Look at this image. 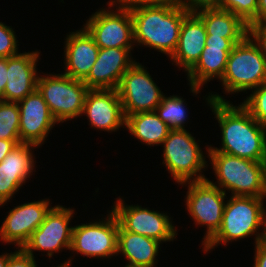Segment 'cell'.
<instances>
[{
  "label": "cell",
  "instance_id": "6da1fadb",
  "mask_svg": "<svg viewBox=\"0 0 266 267\" xmlns=\"http://www.w3.org/2000/svg\"><path fill=\"white\" fill-rule=\"evenodd\" d=\"M221 130L222 147H206L207 152H222L243 159L264 161L266 127L259 124L240 104L234 106L219 94L206 98Z\"/></svg>",
  "mask_w": 266,
  "mask_h": 267
},
{
  "label": "cell",
  "instance_id": "7a4b0ae2",
  "mask_svg": "<svg viewBox=\"0 0 266 267\" xmlns=\"http://www.w3.org/2000/svg\"><path fill=\"white\" fill-rule=\"evenodd\" d=\"M133 20L134 43L158 50L170 58L178 44L183 19L190 13L183 6H128Z\"/></svg>",
  "mask_w": 266,
  "mask_h": 267
},
{
  "label": "cell",
  "instance_id": "3957f363",
  "mask_svg": "<svg viewBox=\"0 0 266 267\" xmlns=\"http://www.w3.org/2000/svg\"><path fill=\"white\" fill-rule=\"evenodd\" d=\"M264 199L266 198L231 195L224 206L221 227L204 245V252L210 251L217 245H225L251 235H255V245L262 241L266 237ZM262 227L264 229L259 232Z\"/></svg>",
  "mask_w": 266,
  "mask_h": 267
},
{
  "label": "cell",
  "instance_id": "277c9868",
  "mask_svg": "<svg viewBox=\"0 0 266 267\" xmlns=\"http://www.w3.org/2000/svg\"><path fill=\"white\" fill-rule=\"evenodd\" d=\"M208 156L218 185L206 178L211 184L224 193L226 190L231 191L232 196L266 198L263 161L243 159L222 152H208Z\"/></svg>",
  "mask_w": 266,
  "mask_h": 267
},
{
  "label": "cell",
  "instance_id": "5b68a950",
  "mask_svg": "<svg viewBox=\"0 0 266 267\" xmlns=\"http://www.w3.org/2000/svg\"><path fill=\"white\" fill-rule=\"evenodd\" d=\"M220 81L229 94L256 89L266 81L265 58L249 34L233 47Z\"/></svg>",
  "mask_w": 266,
  "mask_h": 267
},
{
  "label": "cell",
  "instance_id": "8992f818",
  "mask_svg": "<svg viewBox=\"0 0 266 267\" xmlns=\"http://www.w3.org/2000/svg\"><path fill=\"white\" fill-rule=\"evenodd\" d=\"M163 162L178 184L206 179L201 172L208 165L196 139L186 129L170 130L162 143ZM207 166V167H206Z\"/></svg>",
  "mask_w": 266,
  "mask_h": 267
},
{
  "label": "cell",
  "instance_id": "52a82bcc",
  "mask_svg": "<svg viewBox=\"0 0 266 267\" xmlns=\"http://www.w3.org/2000/svg\"><path fill=\"white\" fill-rule=\"evenodd\" d=\"M37 89L58 123L82 116L84 101L89 88L81 80L65 74L39 76Z\"/></svg>",
  "mask_w": 266,
  "mask_h": 267
},
{
  "label": "cell",
  "instance_id": "ba28073f",
  "mask_svg": "<svg viewBox=\"0 0 266 267\" xmlns=\"http://www.w3.org/2000/svg\"><path fill=\"white\" fill-rule=\"evenodd\" d=\"M115 4L116 10H109ZM108 6L107 10L104 8L92 14L83 26L93 36L99 49L133 48V20L129 7L120 0H110Z\"/></svg>",
  "mask_w": 266,
  "mask_h": 267
},
{
  "label": "cell",
  "instance_id": "9c48e42d",
  "mask_svg": "<svg viewBox=\"0 0 266 267\" xmlns=\"http://www.w3.org/2000/svg\"><path fill=\"white\" fill-rule=\"evenodd\" d=\"M186 208L195 225L207 226L204 246L219 230L222 223L226 193L207 179L187 182Z\"/></svg>",
  "mask_w": 266,
  "mask_h": 267
},
{
  "label": "cell",
  "instance_id": "30bf717a",
  "mask_svg": "<svg viewBox=\"0 0 266 267\" xmlns=\"http://www.w3.org/2000/svg\"><path fill=\"white\" fill-rule=\"evenodd\" d=\"M117 91L125 117L138 112L155 111L164 96L139 62H135L122 75Z\"/></svg>",
  "mask_w": 266,
  "mask_h": 267
},
{
  "label": "cell",
  "instance_id": "8fae6325",
  "mask_svg": "<svg viewBox=\"0 0 266 267\" xmlns=\"http://www.w3.org/2000/svg\"><path fill=\"white\" fill-rule=\"evenodd\" d=\"M114 202L111 211L125 231L147 236L161 243L176 238V227L172 225L171 217L167 213H160L154 209L152 211L139 205H125L122 198Z\"/></svg>",
  "mask_w": 266,
  "mask_h": 267
},
{
  "label": "cell",
  "instance_id": "7c38bea8",
  "mask_svg": "<svg viewBox=\"0 0 266 267\" xmlns=\"http://www.w3.org/2000/svg\"><path fill=\"white\" fill-rule=\"evenodd\" d=\"M118 230V220L110 211L105 220L74 226L70 250L90 258H111L117 255Z\"/></svg>",
  "mask_w": 266,
  "mask_h": 267
},
{
  "label": "cell",
  "instance_id": "4fadbf2b",
  "mask_svg": "<svg viewBox=\"0 0 266 267\" xmlns=\"http://www.w3.org/2000/svg\"><path fill=\"white\" fill-rule=\"evenodd\" d=\"M74 210L56 205L47 213L44 221L31 234L22 249L33 258L34 251H46L49 258L61 249L70 250L73 227L69 226Z\"/></svg>",
  "mask_w": 266,
  "mask_h": 267
},
{
  "label": "cell",
  "instance_id": "5bb4252c",
  "mask_svg": "<svg viewBox=\"0 0 266 267\" xmlns=\"http://www.w3.org/2000/svg\"><path fill=\"white\" fill-rule=\"evenodd\" d=\"M50 201L38 200L10 209L0 227V240L22 248L50 211ZM50 207V208H49Z\"/></svg>",
  "mask_w": 266,
  "mask_h": 267
},
{
  "label": "cell",
  "instance_id": "9a60e30c",
  "mask_svg": "<svg viewBox=\"0 0 266 267\" xmlns=\"http://www.w3.org/2000/svg\"><path fill=\"white\" fill-rule=\"evenodd\" d=\"M243 39L207 37L206 46L196 65L186 74L190 91L198 94L201 87L210 80L221 79L225 72L228 56L233 47Z\"/></svg>",
  "mask_w": 266,
  "mask_h": 267
},
{
  "label": "cell",
  "instance_id": "2e32d148",
  "mask_svg": "<svg viewBox=\"0 0 266 267\" xmlns=\"http://www.w3.org/2000/svg\"><path fill=\"white\" fill-rule=\"evenodd\" d=\"M17 103L20 109V142L41 146L58 122L38 89Z\"/></svg>",
  "mask_w": 266,
  "mask_h": 267
},
{
  "label": "cell",
  "instance_id": "e0dca14e",
  "mask_svg": "<svg viewBox=\"0 0 266 267\" xmlns=\"http://www.w3.org/2000/svg\"><path fill=\"white\" fill-rule=\"evenodd\" d=\"M89 119L93 128L101 131H117L125 126L126 117L117 89H89L82 115Z\"/></svg>",
  "mask_w": 266,
  "mask_h": 267
},
{
  "label": "cell",
  "instance_id": "ac0fdd59",
  "mask_svg": "<svg viewBox=\"0 0 266 267\" xmlns=\"http://www.w3.org/2000/svg\"><path fill=\"white\" fill-rule=\"evenodd\" d=\"M132 48H101L88 76L83 80L89 89H117L122 75L135 63Z\"/></svg>",
  "mask_w": 266,
  "mask_h": 267
},
{
  "label": "cell",
  "instance_id": "d6986e66",
  "mask_svg": "<svg viewBox=\"0 0 266 267\" xmlns=\"http://www.w3.org/2000/svg\"><path fill=\"white\" fill-rule=\"evenodd\" d=\"M37 145L20 143L0 163V207L13 198L35 167L32 150Z\"/></svg>",
  "mask_w": 266,
  "mask_h": 267
},
{
  "label": "cell",
  "instance_id": "ffe728a7",
  "mask_svg": "<svg viewBox=\"0 0 266 267\" xmlns=\"http://www.w3.org/2000/svg\"><path fill=\"white\" fill-rule=\"evenodd\" d=\"M38 51L19 53L7 58V84L4 101L18 102L37 89Z\"/></svg>",
  "mask_w": 266,
  "mask_h": 267
},
{
  "label": "cell",
  "instance_id": "44dd1931",
  "mask_svg": "<svg viewBox=\"0 0 266 267\" xmlns=\"http://www.w3.org/2000/svg\"><path fill=\"white\" fill-rule=\"evenodd\" d=\"M65 40L64 65L66 69L63 74L83 81L97 60L99 47L85 27L70 32Z\"/></svg>",
  "mask_w": 266,
  "mask_h": 267
},
{
  "label": "cell",
  "instance_id": "7402d4cb",
  "mask_svg": "<svg viewBox=\"0 0 266 267\" xmlns=\"http://www.w3.org/2000/svg\"><path fill=\"white\" fill-rule=\"evenodd\" d=\"M206 38L203 21L194 12H190L183 19L178 44L170 60L188 73L200 59Z\"/></svg>",
  "mask_w": 266,
  "mask_h": 267
},
{
  "label": "cell",
  "instance_id": "603a6c76",
  "mask_svg": "<svg viewBox=\"0 0 266 267\" xmlns=\"http://www.w3.org/2000/svg\"><path fill=\"white\" fill-rule=\"evenodd\" d=\"M160 244L156 239L125 231L119 225L117 255L122 253L129 262L127 266L155 267Z\"/></svg>",
  "mask_w": 266,
  "mask_h": 267
},
{
  "label": "cell",
  "instance_id": "cb8c5ba5",
  "mask_svg": "<svg viewBox=\"0 0 266 267\" xmlns=\"http://www.w3.org/2000/svg\"><path fill=\"white\" fill-rule=\"evenodd\" d=\"M194 13L203 21L207 37L244 39L249 34V26L230 11L204 8Z\"/></svg>",
  "mask_w": 266,
  "mask_h": 267
},
{
  "label": "cell",
  "instance_id": "d4e9b609",
  "mask_svg": "<svg viewBox=\"0 0 266 267\" xmlns=\"http://www.w3.org/2000/svg\"><path fill=\"white\" fill-rule=\"evenodd\" d=\"M125 127L131 135L148 146L162 145L171 130L155 111L126 116Z\"/></svg>",
  "mask_w": 266,
  "mask_h": 267
},
{
  "label": "cell",
  "instance_id": "484cf974",
  "mask_svg": "<svg viewBox=\"0 0 266 267\" xmlns=\"http://www.w3.org/2000/svg\"><path fill=\"white\" fill-rule=\"evenodd\" d=\"M186 105L185 100L181 96L170 95V97H166L164 95L155 112L171 130L185 129L184 124L188 118Z\"/></svg>",
  "mask_w": 266,
  "mask_h": 267
},
{
  "label": "cell",
  "instance_id": "4316f807",
  "mask_svg": "<svg viewBox=\"0 0 266 267\" xmlns=\"http://www.w3.org/2000/svg\"><path fill=\"white\" fill-rule=\"evenodd\" d=\"M20 109L17 102H0V139L20 144Z\"/></svg>",
  "mask_w": 266,
  "mask_h": 267
},
{
  "label": "cell",
  "instance_id": "83f0119b",
  "mask_svg": "<svg viewBox=\"0 0 266 267\" xmlns=\"http://www.w3.org/2000/svg\"><path fill=\"white\" fill-rule=\"evenodd\" d=\"M218 8L232 12L248 26L257 23L258 0H220Z\"/></svg>",
  "mask_w": 266,
  "mask_h": 267
},
{
  "label": "cell",
  "instance_id": "f1b7e54d",
  "mask_svg": "<svg viewBox=\"0 0 266 267\" xmlns=\"http://www.w3.org/2000/svg\"><path fill=\"white\" fill-rule=\"evenodd\" d=\"M241 105L259 124L266 127V81L253 89Z\"/></svg>",
  "mask_w": 266,
  "mask_h": 267
},
{
  "label": "cell",
  "instance_id": "f546056e",
  "mask_svg": "<svg viewBox=\"0 0 266 267\" xmlns=\"http://www.w3.org/2000/svg\"><path fill=\"white\" fill-rule=\"evenodd\" d=\"M18 40L14 30L0 22V57H11L19 54Z\"/></svg>",
  "mask_w": 266,
  "mask_h": 267
},
{
  "label": "cell",
  "instance_id": "4dcf8cb0",
  "mask_svg": "<svg viewBox=\"0 0 266 267\" xmlns=\"http://www.w3.org/2000/svg\"><path fill=\"white\" fill-rule=\"evenodd\" d=\"M7 267H37V265L35 258L27 254L22 248H18L9 256Z\"/></svg>",
  "mask_w": 266,
  "mask_h": 267
},
{
  "label": "cell",
  "instance_id": "1f68e13d",
  "mask_svg": "<svg viewBox=\"0 0 266 267\" xmlns=\"http://www.w3.org/2000/svg\"><path fill=\"white\" fill-rule=\"evenodd\" d=\"M249 35L259 45L266 61V21L249 25Z\"/></svg>",
  "mask_w": 266,
  "mask_h": 267
},
{
  "label": "cell",
  "instance_id": "d6a6232c",
  "mask_svg": "<svg viewBox=\"0 0 266 267\" xmlns=\"http://www.w3.org/2000/svg\"><path fill=\"white\" fill-rule=\"evenodd\" d=\"M126 6H156L167 5L171 7L182 6V0H120Z\"/></svg>",
  "mask_w": 266,
  "mask_h": 267
},
{
  "label": "cell",
  "instance_id": "836d02e7",
  "mask_svg": "<svg viewBox=\"0 0 266 267\" xmlns=\"http://www.w3.org/2000/svg\"><path fill=\"white\" fill-rule=\"evenodd\" d=\"M220 0H182V6L189 12L204 8H218Z\"/></svg>",
  "mask_w": 266,
  "mask_h": 267
},
{
  "label": "cell",
  "instance_id": "e575fe53",
  "mask_svg": "<svg viewBox=\"0 0 266 267\" xmlns=\"http://www.w3.org/2000/svg\"><path fill=\"white\" fill-rule=\"evenodd\" d=\"M253 267H266V237L255 245Z\"/></svg>",
  "mask_w": 266,
  "mask_h": 267
},
{
  "label": "cell",
  "instance_id": "d590c367",
  "mask_svg": "<svg viewBox=\"0 0 266 267\" xmlns=\"http://www.w3.org/2000/svg\"><path fill=\"white\" fill-rule=\"evenodd\" d=\"M7 84V58L0 57V102L4 101V90Z\"/></svg>",
  "mask_w": 266,
  "mask_h": 267
},
{
  "label": "cell",
  "instance_id": "8d00e7d4",
  "mask_svg": "<svg viewBox=\"0 0 266 267\" xmlns=\"http://www.w3.org/2000/svg\"><path fill=\"white\" fill-rule=\"evenodd\" d=\"M16 143L13 140L0 139V163L9 154L11 150L16 147Z\"/></svg>",
  "mask_w": 266,
  "mask_h": 267
},
{
  "label": "cell",
  "instance_id": "74e56055",
  "mask_svg": "<svg viewBox=\"0 0 266 267\" xmlns=\"http://www.w3.org/2000/svg\"><path fill=\"white\" fill-rule=\"evenodd\" d=\"M266 21V0H258L257 22Z\"/></svg>",
  "mask_w": 266,
  "mask_h": 267
},
{
  "label": "cell",
  "instance_id": "f35d334b",
  "mask_svg": "<svg viewBox=\"0 0 266 267\" xmlns=\"http://www.w3.org/2000/svg\"><path fill=\"white\" fill-rule=\"evenodd\" d=\"M11 254H12V252L10 254L4 253V254L0 255V267H7L8 258Z\"/></svg>",
  "mask_w": 266,
  "mask_h": 267
},
{
  "label": "cell",
  "instance_id": "ab89813d",
  "mask_svg": "<svg viewBox=\"0 0 266 267\" xmlns=\"http://www.w3.org/2000/svg\"><path fill=\"white\" fill-rule=\"evenodd\" d=\"M72 259H69L68 261H65L63 264L61 263V265L57 266V267H69L71 266V262Z\"/></svg>",
  "mask_w": 266,
  "mask_h": 267
},
{
  "label": "cell",
  "instance_id": "60d3db41",
  "mask_svg": "<svg viewBox=\"0 0 266 267\" xmlns=\"http://www.w3.org/2000/svg\"><path fill=\"white\" fill-rule=\"evenodd\" d=\"M263 163H264V175H265V187H266V156L264 158Z\"/></svg>",
  "mask_w": 266,
  "mask_h": 267
}]
</instances>
